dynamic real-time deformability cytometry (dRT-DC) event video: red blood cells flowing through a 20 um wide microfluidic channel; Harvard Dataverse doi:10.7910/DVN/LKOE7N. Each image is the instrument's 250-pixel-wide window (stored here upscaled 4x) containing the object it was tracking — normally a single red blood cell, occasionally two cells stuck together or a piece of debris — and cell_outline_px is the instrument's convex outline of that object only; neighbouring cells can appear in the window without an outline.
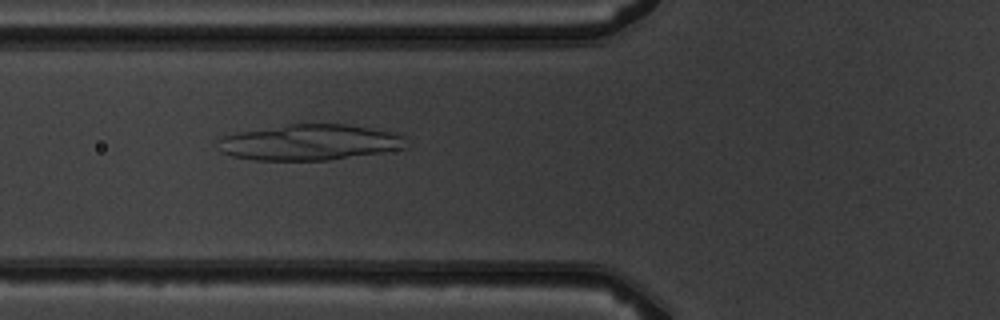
{"species": "common noctule bat (a hibernating species)", "species_latin": "Nyctalus noctula", "temperature_condition": "warm", "stored_images_in_passage": 5, "camera_frame_rate_fps": 3000, "um_per_image_px": 0.085, "animal": {"sex": "male", "body_mass_g": 19.5, "forearm_length_mm": 54.6}, "frame": {"image": 1, "passage_image": 5, "time_ms": 5.333, "image_size_px": [1000, 320], "cell_outline_px": [[404, 148], [380, 152], [328, 160], [252, 160], [232, 156], [220, 152], [216, 140], [220, 136], [236, 132], [288, 124], [344, 124], [392, 132], [404, 136]], "centroid_in_image_um": [26.2, 12.1], "position_along_channel_um": 99.6, "area_um2": 39.13}}